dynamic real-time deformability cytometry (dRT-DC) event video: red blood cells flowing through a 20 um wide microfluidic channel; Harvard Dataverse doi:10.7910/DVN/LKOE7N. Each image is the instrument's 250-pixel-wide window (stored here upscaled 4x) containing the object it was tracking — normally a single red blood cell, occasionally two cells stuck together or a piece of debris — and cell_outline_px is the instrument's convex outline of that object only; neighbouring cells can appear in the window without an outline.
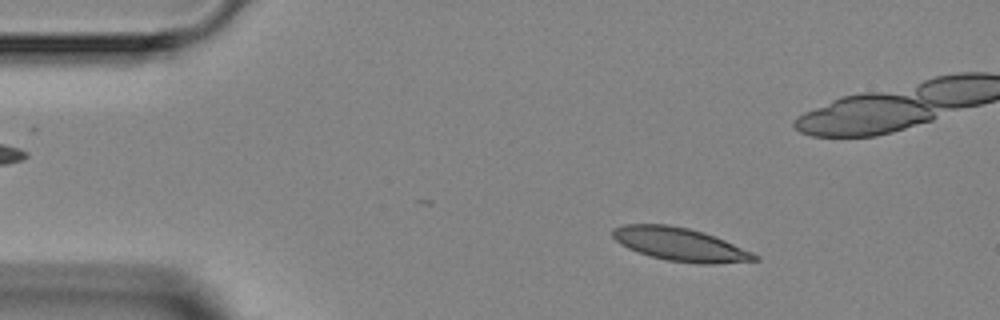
{"species": "Egyptian fruit bat (a non-hibernating species)", "species_latin": "Rousettus aegyptiacus", "temperature_condition": "room temperature", "stored_images_in_passage": 4, "camera_frame_rate_fps": 3000, "um_per_image_px": 0.085, "animal": {"sex": "female"}, "frame": {"image": 1, "passage_image": 2, "time_ms": 1.0, "image_size_px": [1000, 320], "cell_outline_px": [[760, 260], [708, 264], [700, 264], [668, 260], [652, 256], [628, 248], [620, 244], [612, 236], [612, 228], [624, 224], [668, 224], [688, 228], [704, 232], [724, 240], [752, 252], [760, 256]], "centroid_in_image_um": [57.8, 20.76], "position_along_channel_um": 27.2, "area_um2": 27.28}}